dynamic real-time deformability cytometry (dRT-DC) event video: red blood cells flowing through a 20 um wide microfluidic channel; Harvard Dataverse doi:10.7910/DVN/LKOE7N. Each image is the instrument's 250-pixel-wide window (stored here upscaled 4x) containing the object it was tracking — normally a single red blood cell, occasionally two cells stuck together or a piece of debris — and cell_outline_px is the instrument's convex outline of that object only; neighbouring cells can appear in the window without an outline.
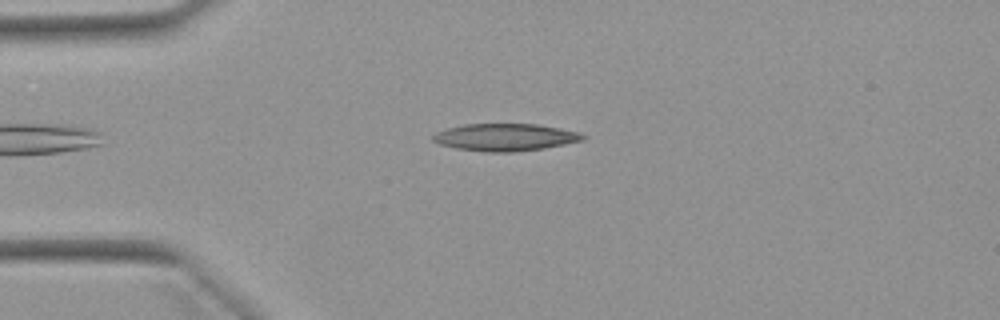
{"species": "Egyptian fruit bat (a non-hibernating species)", "species_latin": "Rousettus aegyptiacus", "temperature_condition": "warm", "stored_images_in_passage": 42, "camera_frame_rate_fps": 3000, "um_per_image_px": 0.085, "animal": {"sex": "female"}, "frame": {"image": 1, "passage_image": 8, "time_ms": 2.333, "image_size_px": [1000, 320], "cell_outline_px": [[588, 136], [584, 140], [544, 148], [512, 152], [488, 152], [456, 148], [440, 144], [432, 140], [432, 136], [436, 132], [448, 128], [464, 124], [536, 124], [560, 128], [580, 132]], "centroid_in_image_um": [42.97, 11.66], "position_along_channel_um": 42.0, "area_um2": 23.81}}
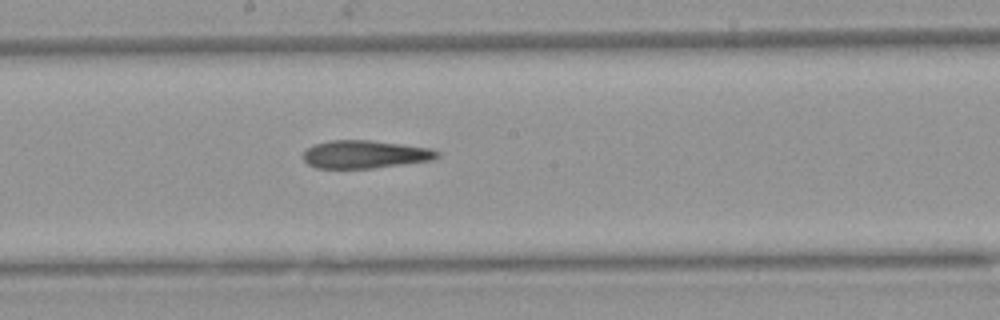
{"frame": {"image": 2, "passage_image": 23, "time_ms": 7.333, "image_size_px": [1000, 320], "cell_outline_px": [[440, 156], [432, 160], [372, 168], [316, 168], [308, 164], [304, 160], [304, 152], [308, 148], [316, 144], [332, 140], [372, 140], [432, 148], [440, 152]], "centroid_in_image_um": [31.06, 13.11], "position_along_channel_um": 217.1, "area_um2": 21.73}}
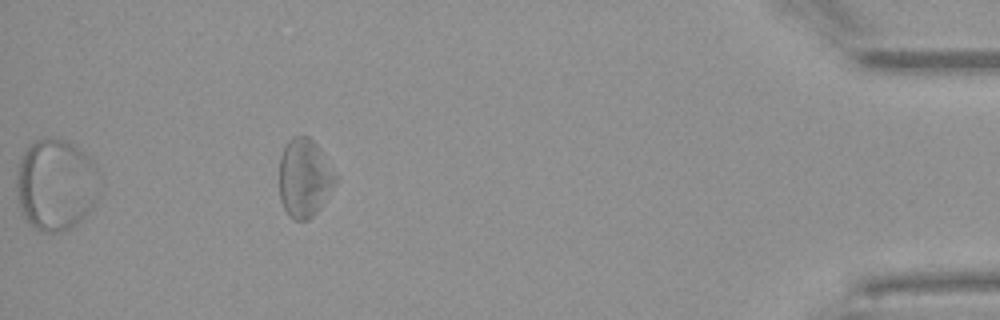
{"frame": {"image": 3, "passage_image": 42, "time_ms": 13.667, "image_size_px": [1000, 320], "cell_outline_px": [[336, 180], [320, 208], [308, 220], [292, 220], [288, 216], [280, 200], [280, 156], [288, 140], [292, 136], [308, 136], [320, 148], [336, 172]], "centroid_in_image_um": [25.86, 15.12], "position_along_channel_um": 409.3, "area_um2": 25.66}}